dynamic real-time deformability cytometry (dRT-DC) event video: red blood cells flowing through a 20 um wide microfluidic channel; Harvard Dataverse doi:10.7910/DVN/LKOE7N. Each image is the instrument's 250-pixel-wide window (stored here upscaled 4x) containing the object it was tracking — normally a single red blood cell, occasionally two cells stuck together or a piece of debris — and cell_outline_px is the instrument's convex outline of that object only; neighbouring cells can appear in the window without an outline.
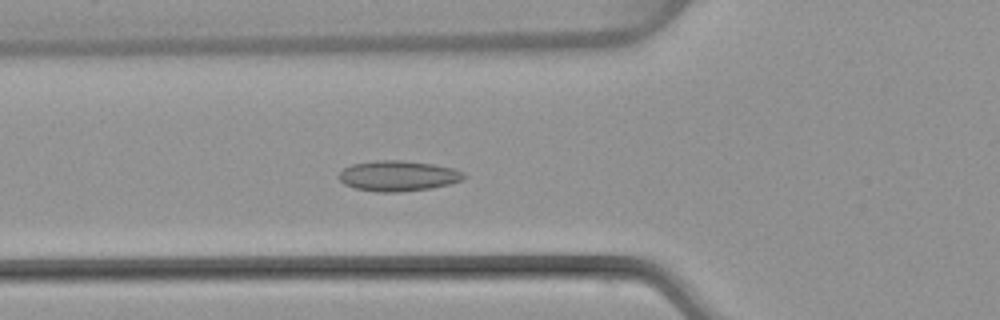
{"species": "common noctule bat (a hibernating species)", "species_latin": "Nyctalus noctula", "temperature_condition": "warm", "stored_images_in_passage": 52, "camera_frame_rate_fps": 3000, "um_per_image_px": 0.085, "animal": {"sex": "female", "body_mass_g": 22.7, "forearm_length_mm": 54.2}, "frame": {"image": 1, "passage_image": 19, "time_ms": 6.0, "image_size_px": [1000, 320], "cell_outline_px": [[468, 176], [464, 180], [432, 188], [400, 192], [376, 192], [352, 188], [344, 184], [336, 176], [344, 168], [352, 164], [376, 160], [400, 160], [436, 164], [456, 168], [464, 172]], "centroid_in_image_um": [33.86, 14.95], "position_along_channel_um": 91.9, "area_um2": 22.66}}
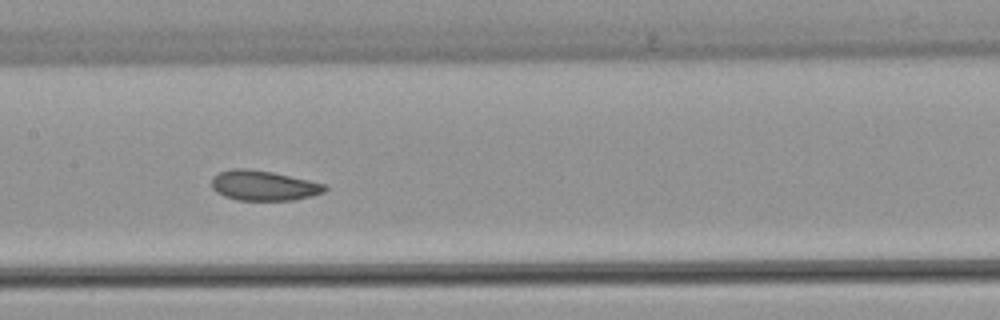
{"frame": {"image": 2, "passage_image": 26, "time_ms": 8.333, "image_size_px": [1000, 320], "cell_outline_px": [[328, 188], [324, 192], [312, 196], [292, 200], [240, 200], [224, 196], [216, 192], [212, 188], [212, 176], [220, 172], [232, 168], [248, 168], [272, 172], [308, 180], [324, 184]], "centroid_in_image_um": [22.38, 15.77], "position_along_channel_um": 185.0, "area_um2": 19.77}}
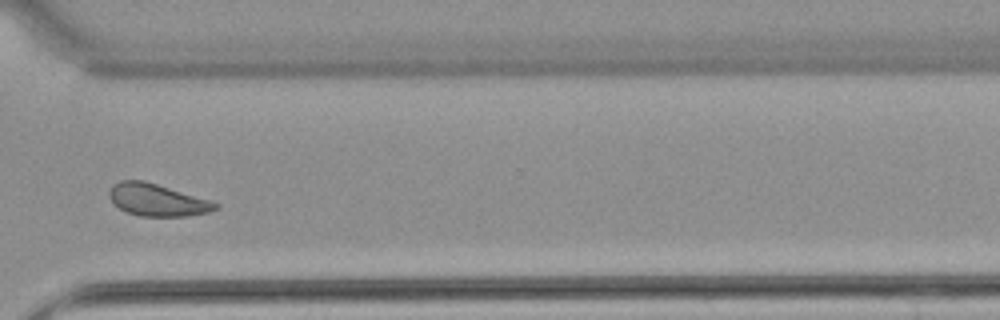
{"frame": {"image": 3, "passage_image": 39, "time_ms": 12.667, "image_size_px": [1000, 320], "cell_outline_px": [[220, 208], [208, 212], [184, 216], [140, 216], [128, 212], [120, 208], [108, 196], [108, 192], [112, 184], [120, 180], [144, 180], [212, 200], [220, 204]], "centroid_in_image_um": [13.39, 16.98], "position_along_channel_um": 357.2, "area_um2": 20.0}, "authors_computed_cell_mechanics": {"area_um2": 20.4323, "velocity_mm_per_s": 3.9753, "shape_relaxation_time_tau1_ms": 9.3418, "shape_relaxation_time_tau2_ms": 3.2067, "deformation_change_tau1": 0.1367, "deformation_change_tau2": 0.0772}}